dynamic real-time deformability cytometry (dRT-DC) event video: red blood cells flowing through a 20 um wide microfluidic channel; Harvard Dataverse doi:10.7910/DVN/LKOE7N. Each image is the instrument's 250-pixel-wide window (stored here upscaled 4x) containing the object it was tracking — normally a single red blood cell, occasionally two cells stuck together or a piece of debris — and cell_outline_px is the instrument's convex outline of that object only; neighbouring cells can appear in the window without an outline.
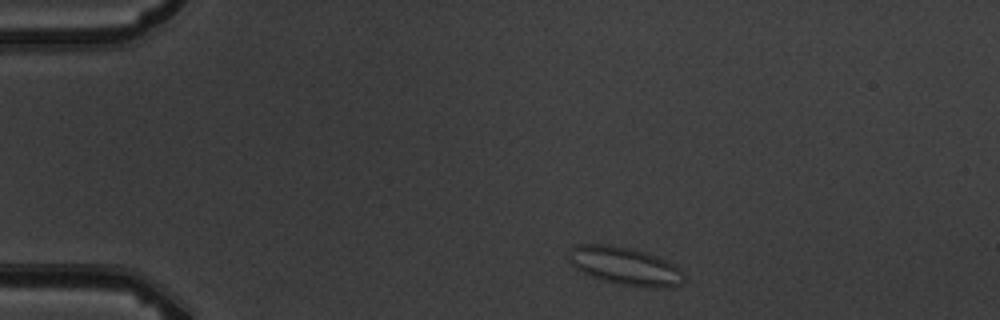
{"species": "common noctule bat (a hibernating species)", "species_latin": "Nyctalus noctula", "temperature_condition": "warm", "stored_images_in_passage": 3, "camera_frame_rate_fps": 3000, "um_per_image_px": 0.085, "animal": {"sex": "male", "body_mass_g": 19.5, "forearm_length_mm": 54.6}, "frame": {"image": 1, "passage_image": 1, "time_ms": 0.0, "image_size_px": [1000, 320], "cell_outline_px": [[684, 280], [680, 284], [668, 288], [652, 288], [620, 284], [604, 280], [580, 272], [568, 264], [568, 256], [572, 248], [580, 244], [612, 244], [632, 248], [656, 256], [676, 264], [680, 268], [684, 276]], "centroid_in_image_um": [53.12, 22.61], "position_along_channel_um": 31.9, "area_um2": 25.78}}